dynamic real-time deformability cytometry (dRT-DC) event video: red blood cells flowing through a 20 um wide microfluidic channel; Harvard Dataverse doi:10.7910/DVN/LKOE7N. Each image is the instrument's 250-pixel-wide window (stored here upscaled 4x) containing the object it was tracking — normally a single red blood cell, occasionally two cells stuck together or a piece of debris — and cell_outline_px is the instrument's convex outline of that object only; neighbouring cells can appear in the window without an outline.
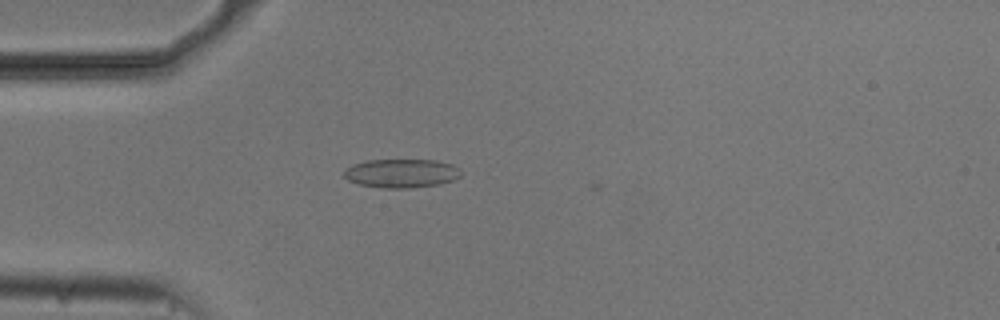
{"species": "common noctule bat (a hibernating species)", "species_latin": "Nyctalus noctula", "temperature_condition": "cold", "stored_images_in_passage": 8, "camera_frame_rate_fps": 3000, "um_per_image_px": 0.085, "animal": {"sex": "male", "body_mass_g": 20.5, "forearm_length_mm": 52.5}, "frame": {"image": 1, "passage_image": 5, "time_ms": 1.333, "image_size_px": [1000, 320], "cell_outline_px": [[460, 176], [452, 180], [440, 184], [412, 188], [384, 188], [360, 184], [348, 180], [344, 176], [344, 172], [352, 164], [368, 160], [436, 160], [452, 164], [460, 168]], "centroid_in_image_um": [34.14, 14.73], "position_along_channel_um": 50.9, "area_um2": 19.54}}